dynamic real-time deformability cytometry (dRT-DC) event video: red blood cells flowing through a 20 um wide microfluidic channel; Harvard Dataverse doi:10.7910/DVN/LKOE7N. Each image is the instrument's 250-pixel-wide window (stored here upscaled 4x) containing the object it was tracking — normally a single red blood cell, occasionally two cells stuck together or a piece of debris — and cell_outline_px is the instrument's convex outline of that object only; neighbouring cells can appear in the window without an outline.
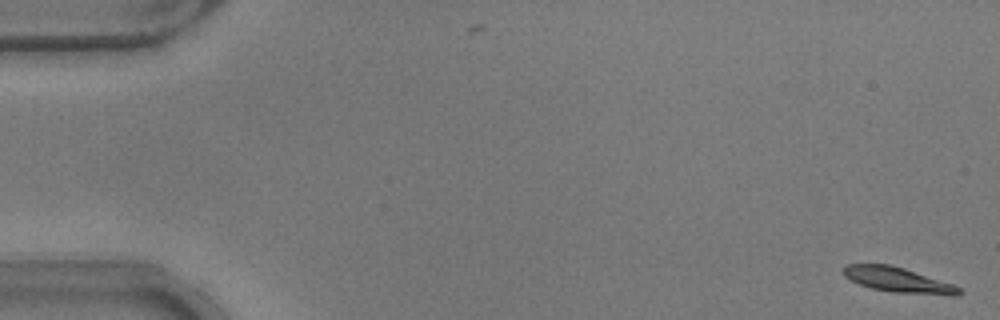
{"species": "common noctule bat (a hibernating species)", "species_latin": "Nyctalus noctula", "temperature_condition": "warm", "stored_images_in_passage": 13, "camera_frame_rate_fps": 3000, "um_per_image_px": 0.085, "animal": {"sex": "male", "body_mass_g": 17.9}, "frame": {"image": 1, "passage_image": 1, "time_ms": 0.0, "image_size_px": [1000, 320], "cell_outline_px": [[964, 292], [960, 296], [952, 296], [896, 292], [872, 288], [860, 284], [844, 276], [840, 272], [840, 268], [844, 264], [888, 264], [904, 268], [952, 284], [960, 288]], "centroid_in_image_um": [76.32, 23.79], "position_along_channel_um": 8.7, "area_um2": 16.94}}